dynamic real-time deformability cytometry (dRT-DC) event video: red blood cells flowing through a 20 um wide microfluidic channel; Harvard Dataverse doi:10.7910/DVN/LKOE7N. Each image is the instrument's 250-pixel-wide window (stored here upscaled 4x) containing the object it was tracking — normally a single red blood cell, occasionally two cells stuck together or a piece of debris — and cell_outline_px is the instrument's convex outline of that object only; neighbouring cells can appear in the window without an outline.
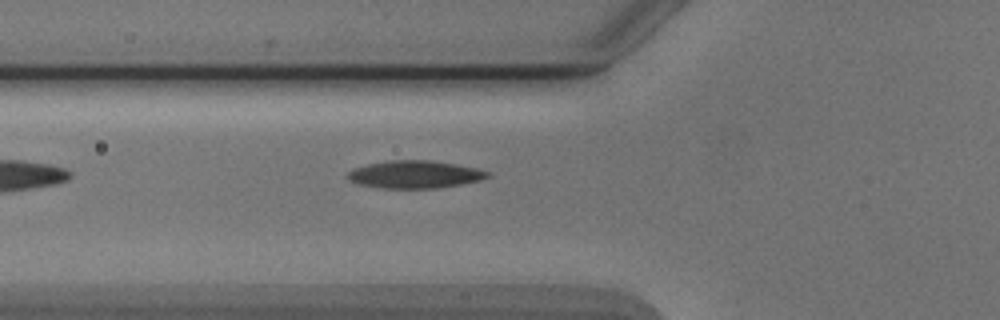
{"species": "Egyptian fruit bat (a non-hibernating species)", "species_latin": "Rousettus aegyptiacus", "temperature_condition": "cold", "stored_images_in_passage": 6, "camera_frame_rate_fps": 3000, "um_per_image_px": 0.085, "animal": {"sex": "male"}, "frame": {"image": 1, "passage_image": 6, "time_ms": 6.0, "image_size_px": [1000, 320], "cell_outline_px": [[492, 176], [480, 180], [460, 184], [436, 188], [380, 188], [360, 184], [348, 180], [344, 176], [352, 168], [368, 164], [388, 160], [432, 160], [456, 164], [476, 168], [492, 172]], "centroid_in_image_um": [35.25, 14.82], "position_along_channel_um": 90.6, "area_um2": 22.72}}